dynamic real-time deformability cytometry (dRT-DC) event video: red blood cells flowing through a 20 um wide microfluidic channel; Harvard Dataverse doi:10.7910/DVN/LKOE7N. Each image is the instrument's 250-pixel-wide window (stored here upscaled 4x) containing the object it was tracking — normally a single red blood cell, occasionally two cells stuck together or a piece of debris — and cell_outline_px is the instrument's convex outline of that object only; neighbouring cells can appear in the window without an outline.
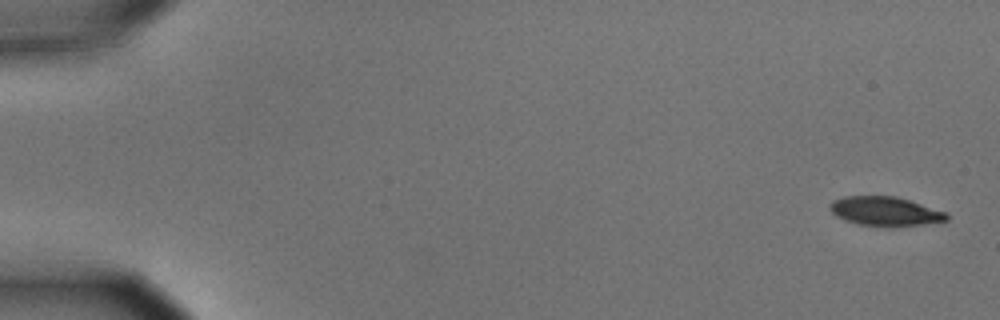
{"species": "common noctule bat (a hibernating species)", "species_latin": "Nyctalus noctula", "temperature_condition": "cold", "stored_images_in_passage": 7, "camera_frame_rate_fps": 3000, "um_per_image_px": 0.085, "animal": {"sex": "male", "body_mass_g": 15.6}, "frame": {"image": 1, "passage_image": 1, "time_ms": 0.0, "image_size_px": [1000, 320], "cell_outline_px": [[948, 220], [944, 224], [860, 224], [844, 220], [836, 216], [828, 208], [828, 204], [832, 200], [844, 196], [896, 196], [948, 212]], "centroid_in_image_um": [75.27, 17.93], "position_along_channel_um": 9.7, "area_um2": 19.59}}
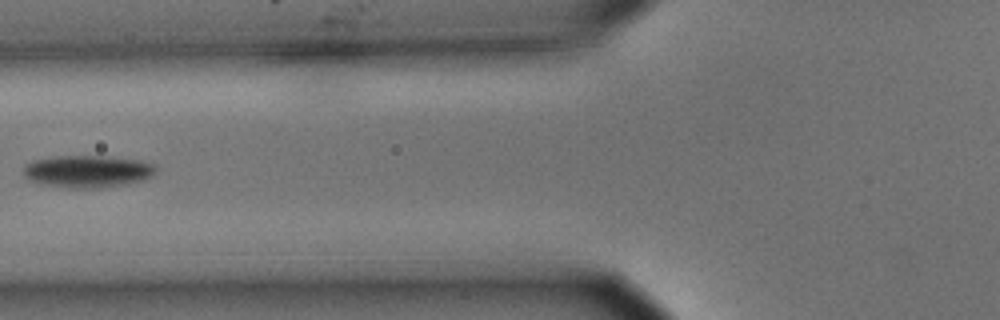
{"frame": {"image": 2, "passage_image": 6, "time_ms": 1.667, "image_size_px": [1000, 320], "cell_outline_px": [[156, 168], [152, 176], [144, 180], [128, 184], [100, 188], [68, 188], [48, 184], [32, 180], [24, 176], [24, 164], [32, 160], [52, 156], [100, 156], [140, 160], [152, 164]], "centroid_in_image_um": [7.45, 14.56], "position_along_channel_um": 118.4, "area_um2": 24.8}}
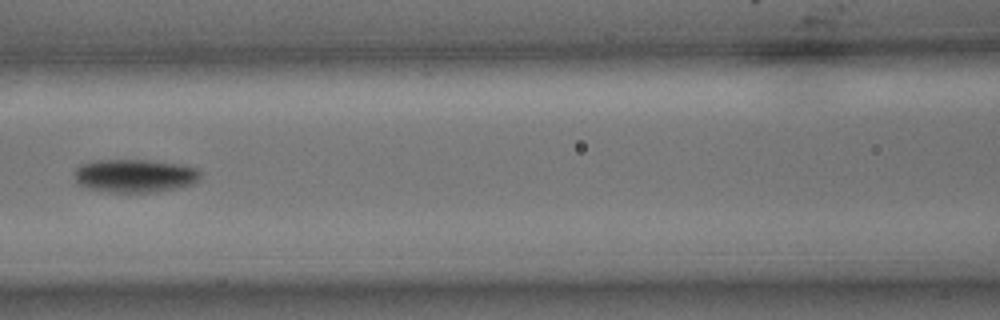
{"frame": {"image": 3, "passage_image": 7, "time_ms": 2.0, "image_size_px": [1000, 320], "cell_outline_px": [[200, 180], [192, 184], [180, 188], [156, 192], [108, 192], [88, 188], [76, 184], [76, 168], [80, 164], [96, 160], [148, 160], [184, 164], [196, 168], [200, 172]], "centroid_in_image_um": [11.49, 14.94], "position_along_channel_um": 155.1, "area_um2": 24.68}}